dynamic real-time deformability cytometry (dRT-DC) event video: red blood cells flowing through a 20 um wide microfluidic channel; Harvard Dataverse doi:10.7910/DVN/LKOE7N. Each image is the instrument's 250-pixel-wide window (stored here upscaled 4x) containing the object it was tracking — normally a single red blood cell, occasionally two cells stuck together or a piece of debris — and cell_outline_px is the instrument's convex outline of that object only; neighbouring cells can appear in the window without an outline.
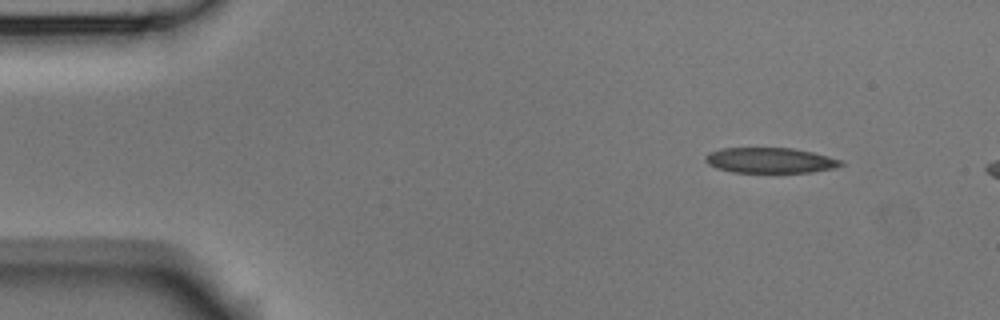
{"species": "Egyptian fruit bat (a non-hibernating species)", "species_latin": "Rousettus aegyptiacus", "temperature_condition": "room temperature", "stored_images_in_passage": 3, "camera_frame_rate_fps": 3000, "um_per_image_px": 0.085, "animal": {"sex": "male"}, "frame": {"image": 1, "passage_image": 1, "time_ms": 0.0, "image_size_px": [1000, 320], "cell_outline_px": [[844, 164], [836, 168], [812, 172], [732, 172], [716, 168], [708, 164], [704, 160], [704, 156], [708, 152], [720, 148], [792, 148], [812, 152], [844, 160]], "centroid_in_image_um": [65.46, 13.63], "position_along_channel_um": 19.5, "area_um2": 20.23}}